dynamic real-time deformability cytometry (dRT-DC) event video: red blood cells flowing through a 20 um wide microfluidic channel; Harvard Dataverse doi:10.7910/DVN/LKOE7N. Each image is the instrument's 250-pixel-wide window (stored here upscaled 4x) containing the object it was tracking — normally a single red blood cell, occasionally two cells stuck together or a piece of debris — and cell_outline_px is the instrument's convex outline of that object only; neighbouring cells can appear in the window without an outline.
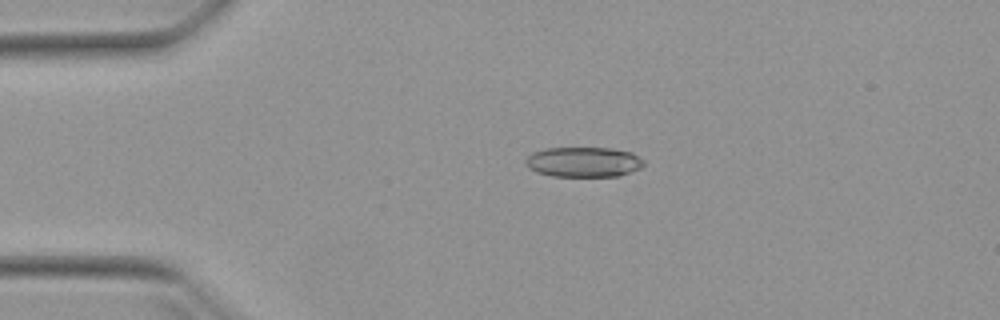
{"species": "Egyptian fruit bat (a non-hibernating species)", "species_latin": "Rousettus aegyptiacus", "temperature_condition": "warm", "stored_images_in_passage": 44, "camera_frame_rate_fps": 3000, "um_per_image_px": 0.085, "animal": {"sex": "female"}, "frame": {"image": 1, "passage_image": 10, "time_ms": 3.0, "image_size_px": [1000, 320], "cell_outline_px": [[644, 164], [640, 168], [620, 176], [552, 176], [536, 172], [528, 168], [524, 164], [524, 160], [532, 152], [544, 148], [612, 148], [632, 152], [644, 160]], "centroid_in_image_um": [49.57, 13.76], "position_along_channel_um": 35.4, "area_um2": 20.92}}
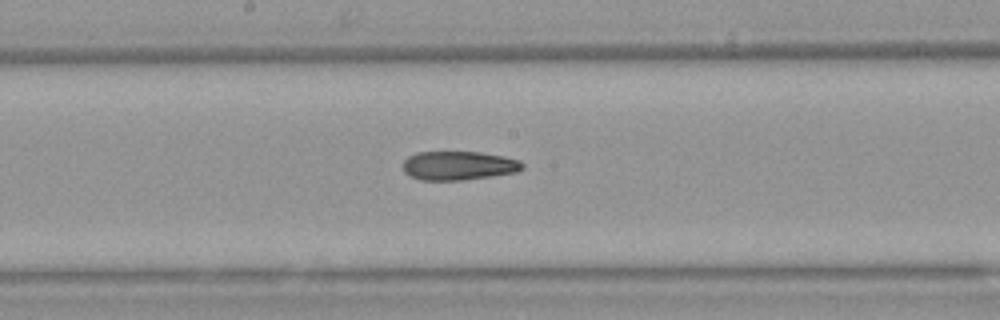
{"frame": {"image": 2, "passage_image": 26, "time_ms": 8.333, "image_size_px": [1000, 320], "cell_outline_px": [[524, 168], [516, 172], [492, 176], [464, 180], [420, 180], [404, 172], [400, 164], [408, 156], [416, 152], [480, 152], [504, 156], [520, 160], [524, 164]], "centroid_in_image_um": [38.96, 14.07], "position_along_channel_um": 209.2, "area_um2": 20.35}}
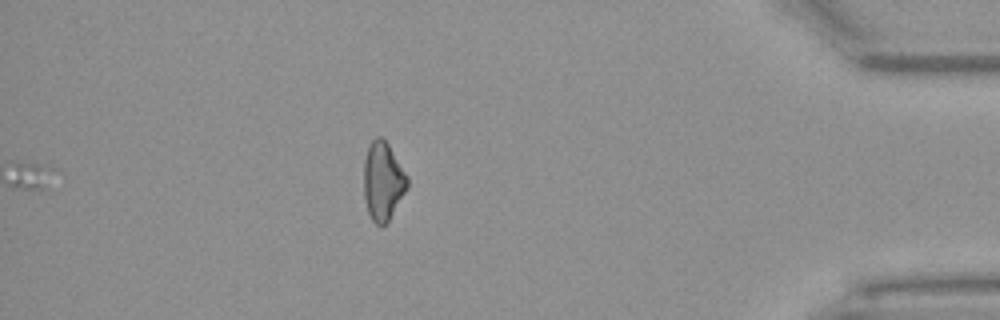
{"frame": {"image": 3, "passage_image": 44, "time_ms": 14.333, "image_size_px": [1000, 320], "cell_outline_px": [[408, 188], [388, 220], [384, 224], [376, 224], [372, 220], [368, 212], [364, 196], [364, 160], [368, 144], [376, 136], [380, 136], [388, 144], [408, 176]], "centroid_in_image_um": [32.54, 15.36], "position_along_channel_um": 402.7, "area_um2": 19.77}, "authors_computed_cell_mechanics": {"area_um2": 20.7791, "velocity_mm_per_s": 3.9763, "shape_relaxation_time_tau1_ms": null, "shape_relaxation_time_tau2_ms": 7.0883, "deformation_change_tau1": null, "deformation_change_tau2": 0.1823}}